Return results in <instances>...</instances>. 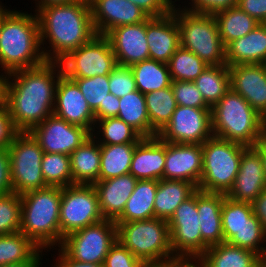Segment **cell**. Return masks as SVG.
I'll return each mask as SVG.
<instances>
[{"label":"cell","instance_id":"5","mask_svg":"<svg viewBox=\"0 0 266 267\" xmlns=\"http://www.w3.org/2000/svg\"><path fill=\"white\" fill-rule=\"evenodd\" d=\"M211 119L213 136L245 146L266 134L264 118L232 89L211 108Z\"/></svg>","mask_w":266,"mask_h":267},{"label":"cell","instance_id":"39","mask_svg":"<svg viewBox=\"0 0 266 267\" xmlns=\"http://www.w3.org/2000/svg\"><path fill=\"white\" fill-rule=\"evenodd\" d=\"M167 65L172 81H194L209 66L196 54L181 46Z\"/></svg>","mask_w":266,"mask_h":267},{"label":"cell","instance_id":"60","mask_svg":"<svg viewBox=\"0 0 266 267\" xmlns=\"http://www.w3.org/2000/svg\"><path fill=\"white\" fill-rule=\"evenodd\" d=\"M5 75L0 73V106L4 103Z\"/></svg>","mask_w":266,"mask_h":267},{"label":"cell","instance_id":"18","mask_svg":"<svg viewBox=\"0 0 266 267\" xmlns=\"http://www.w3.org/2000/svg\"><path fill=\"white\" fill-rule=\"evenodd\" d=\"M105 37L109 40L118 65L131 67L150 59L146 38V21L116 27L110 30Z\"/></svg>","mask_w":266,"mask_h":267},{"label":"cell","instance_id":"48","mask_svg":"<svg viewBox=\"0 0 266 267\" xmlns=\"http://www.w3.org/2000/svg\"><path fill=\"white\" fill-rule=\"evenodd\" d=\"M191 1V2H190ZM188 5L183 6L186 10L194 13L214 15L216 12L237 7L238 0H190Z\"/></svg>","mask_w":266,"mask_h":267},{"label":"cell","instance_id":"40","mask_svg":"<svg viewBox=\"0 0 266 267\" xmlns=\"http://www.w3.org/2000/svg\"><path fill=\"white\" fill-rule=\"evenodd\" d=\"M42 174L47 186L72 185L70 156L63 153H43Z\"/></svg>","mask_w":266,"mask_h":267},{"label":"cell","instance_id":"57","mask_svg":"<svg viewBox=\"0 0 266 267\" xmlns=\"http://www.w3.org/2000/svg\"><path fill=\"white\" fill-rule=\"evenodd\" d=\"M35 1V13L44 7L51 6V5H60V4H69L71 2H74L76 0H33ZM37 1V2H36Z\"/></svg>","mask_w":266,"mask_h":267},{"label":"cell","instance_id":"41","mask_svg":"<svg viewBox=\"0 0 266 267\" xmlns=\"http://www.w3.org/2000/svg\"><path fill=\"white\" fill-rule=\"evenodd\" d=\"M228 243L254 251L262 258L265 257L266 232L260 220L254 214L247 219V223L242 228L236 231V234Z\"/></svg>","mask_w":266,"mask_h":267},{"label":"cell","instance_id":"45","mask_svg":"<svg viewBox=\"0 0 266 267\" xmlns=\"http://www.w3.org/2000/svg\"><path fill=\"white\" fill-rule=\"evenodd\" d=\"M171 88L177 105L211 109L204 101V98L194 81H172Z\"/></svg>","mask_w":266,"mask_h":267},{"label":"cell","instance_id":"8","mask_svg":"<svg viewBox=\"0 0 266 267\" xmlns=\"http://www.w3.org/2000/svg\"><path fill=\"white\" fill-rule=\"evenodd\" d=\"M202 145L203 170L198 190L226 194L240 168L243 144L210 137Z\"/></svg>","mask_w":266,"mask_h":267},{"label":"cell","instance_id":"24","mask_svg":"<svg viewBox=\"0 0 266 267\" xmlns=\"http://www.w3.org/2000/svg\"><path fill=\"white\" fill-rule=\"evenodd\" d=\"M223 193L197 190V209L202 236V254L208 247L224 242L222 229Z\"/></svg>","mask_w":266,"mask_h":267},{"label":"cell","instance_id":"46","mask_svg":"<svg viewBox=\"0 0 266 267\" xmlns=\"http://www.w3.org/2000/svg\"><path fill=\"white\" fill-rule=\"evenodd\" d=\"M110 93L116 97L136 91L135 77L131 67L117 65L109 74Z\"/></svg>","mask_w":266,"mask_h":267},{"label":"cell","instance_id":"4","mask_svg":"<svg viewBox=\"0 0 266 267\" xmlns=\"http://www.w3.org/2000/svg\"><path fill=\"white\" fill-rule=\"evenodd\" d=\"M60 204L61 187L47 186L21 194L20 232L45 251L60 246Z\"/></svg>","mask_w":266,"mask_h":267},{"label":"cell","instance_id":"7","mask_svg":"<svg viewBox=\"0 0 266 267\" xmlns=\"http://www.w3.org/2000/svg\"><path fill=\"white\" fill-rule=\"evenodd\" d=\"M178 7H173V13L179 27L180 46L196 54L209 66L225 65L226 49L214 15Z\"/></svg>","mask_w":266,"mask_h":267},{"label":"cell","instance_id":"52","mask_svg":"<svg viewBox=\"0 0 266 267\" xmlns=\"http://www.w3.org/2000/svg\"><path fill=\"white\" fill-rule=\"evenodd\" d=\"M237 7L259 23H266V0H238Z\"/></svg>","mask_w":266,"mask_h":267},{"label":"cell","instance_id":"61","mask_svg":"<svg viewBox=\"0 0 266 267\" xmlns=\"http://www.w3.org/2000/svg\"><path fill=\"white\" fill-rule=\"evenodd\" d=\"M174 262L144 263L141 267H171Z\"/></svg>","mask_w":266,"mask_h":267},{"label":"cell","instance_id":"1","mask_svg":"<svg viewBox=\"0 0 266 267\" xmlns=\"http://www.w3.org/2000/svg\"><path fill=\"white\" fill-rule=\"evenodd\" d=\"M62 74L59 62L46 61L5 75L4 103L18 132H29L53 114L56 85Z\"/></svg>","mask_w":266,"mask_h":267},{"label":"cell","instance_id":"47","mask_svg":"<svg viewBox=\"0 0 266 267\" xmlns=\"http://www.w3.org/2000/svg\"><path fill=\"white\" fill-rule=\"evenodd\" d=\"M143 264L118 240L108 251L103 263L104 267H141Z\"/></svg>","mask_w":266,"mask_h":267},{"label":"cell","instance_id":"50","mask_svg":"<svg viewBox=\"0 0 266 267\" xmlns=\"http://www.w3.org/2000/svg\"><path fill=\"white\" fill-rule=\"evenodd\" d=\"M18 131L14 128L5 103L0 106V148H8Z\"/></svg>","mask_w":266,"mask_h":267},{"label":"cell","instance_id":"11","mask_svg":"<svg viewBox=\"0 0 266 267\" xmlns=\"http://www.w3.org/2000/svg\"><path fill=\"white\" fill-rule=\"evenodd\" d=\"M116 241L115 221L103 219L66 235L59 247L76 261L103 264Z\"/></svg>","mask_w":266,"mask_h":267},{"label":"cell","instance_id":"20","mask_svg":"<svg viewBox=\"0 0 266 267\" xmlns=\"http://www.w3.org/2000/svg\"><path fill=\"white\" fill-rule=\"evenodd\" d=\"M203 170L201 144L166 142L164 179L184 180L197 188Z\"/></svg>","mask_w":266,"mask_h":267},{"label":"cell","instance_id":"54","mask_svg":"<svg viewBox=\"0 0 266 267\" xmlns=\"http://www.w3.org/2000/svg\"><path fill=\"white\" fill-rule=\"evenodd\" d=\"M57 259H53L55 262L54 265L51 264V267H104L103 264H95V263H82L71 259L60 247L58 249Z\"/></svg>","mask_w":266,"mask_h":267},{"label":"cell","instance_id":"64","mask_svg":"<svg viewBox=\"0 0 266 267\" xmlns=\"http://www.w3.org/2000/svg\"><path fill=\"white\" fill-rule=\"evenodd\" d=\"M263 267H266V254L265 257L263 258Z\"/></svg>","mask_w":266,"mask_h":267},{"label":"cell","instance_id":"44","mask_svg":"<svg viewBox=\"0 0 266 267\" xmlns=\"http://www.w3.org/2000/svg\"><path fill=\"white\" fill-rule=\"evenodd\" d=\"M21 195L14 192L0 194V235L20 231Z\"/></svg>","mask_w":266,"mask_h":267},{"label":"cell","instance_id":"49","mask_svg":"<svg viewBox=\"0 0 266 267\" xmlns=\"http://www.w3.org/2000/svg\"><path fill=\"white\" fill-rule=\"evenodd\" d=\"M138 6L149 17H161L173 11V5L168 0H127Z\"/></svg>","mask_w":266,"mask_h":267},{"label":"cell","instance_id":"9","mask_svg":"<svg viewBox=\"0 0 266 267\" xmlns=\"http://www.w3.org/2000/svg\"><path fill=\"white\" fill-rule=\"evenodd\" d=\"M8 151L14 193L21 195L47 187L41 170L44 151L29 132H18Z\"/></svg>","mask_w":266,"mask_h":267},{"label":"cell","instance_id":"43","mask_svg":"<svg viewBox=\"0 0 266 267\" xmlns=\"http://www.w3.org/2000/svg\"><path fill=\"white\" fill-rule=\"evenodd\" d=\"M69 79L77 84L90 109L94 113L99 109V106H103V103L107 98L106 96L110 93L109 75Z\"/></svg>","mask_w":266,"mask_h":267},{"label":"cell","instance_id":"37","mask_svg":"<svg viewBox=\"0 0 266 267\" xmlns=\"http://www.w3.org/2000/svg\"><path fill=\"white\" fill-rule=\"evenodd\" d=\"M151 127L159 133L170 121L177 105L171 87L144 94Z\"/></svg>","mask_w":266,"mask_h":267},{"label":"cell","instance_id":"10","mask_svg":"<svg viewBox=\"0 0 266 267\" xmlns=\"http://www.w3.org/2000/svg\"><path fill=\"white\" fill-rule=\"evenodd\" d=\"M103 219L93 184H73L61 188L60 245L66 235Z\"/></svg>","mask_w":266,"mask_h":267},{"label":"cell","instance_id":"58","mask_svg":"<svg viewBox=\"0 0 266 267\" xmlns=\"http://www.w3.org/2000/svg\"><path fill=\"white\" fill-rule=\"evenodd\" d=\"M261 154L262 164L266 178V134L254 145Z\"/></svg>","mask_w":266,"mask_h":267},{"label":"cell","instance_id":"6","mask_svg":"<svg viewBox=\"0 0 266 267\" xmlns=\"http://www.w3.org/2000/svg\"><path fill=\"white\" fill-rule=\"evenodd\" d=\"M117 240L143 263L176 262L166 220L115 222Z\"/></svg>","mask_w":266,"mask_h":267},{"label":"cell","instance_id":"36","mask_svg":"<svg viewBox=\"0 0 266 267\" xmlns=\"http://www.w3.org/2000/svg\"><path fill=\"white\" fill-rule=\"evenodd\" d=\"M91 136L100 145L137 144L143 138L129 124L118 117L96 121Z\"/></svg>","mask_w":266,"mask_h":267},{"label":"cell","instance_id":"42","mask_svg":"<svg viewBox=\"0 0 266 267\" xmlns=\"http://www.w3.org/2000/svg\"><path fill=\"white\" fill-rule=\"evenodd\" d=\"M253 214L250 203L235 202L225 197L221 211L224 242H228Z\"/></svg>","mask_w":266,"mask_h":267},{"label":"cell","instance_id":"29","mask_svg":"<svg viewBox=\"0 0 266 267\" xmlns=\"http://www.w3.org/2000/svg\"><path fill=\"white\" fill-rule=\"evenodd\" d=\"M197 190L198 188L188 181L174 179L158 180L154 201L155 218L168 221L176 208Z\"/></svg>","mask_w":266,"mask_h":267},{"label":"cell","instance_id":"15","mask_svg":"<svg viewBox=\"0 0 266 267\" xmlns=\"http://www.w3.org/2000/svg\"><path fill=\"white\" fill-rule=\"evenodd\" d=\"M29 133L47 153H63L70 155L91 133L78 125L70 124L55 114L34 126Z\"/></svg>","mask_w":266,"mask_h":267},{"label":"cell","instance_id":"25","mask_svg":"<svg viewBox=\"0 0 266 267\" xmlns=\"http://www.w3.org/2000/svg\"><path fill=\"white\" fill-rule=\"evenodd\" d=\"M137 182L138 179L132 174H126L93 184L98 193L99 208L104 219L116 221L121 216Z\"/></svg>","mask_w":266,"mask_h":267},{"label":"cell","instance_id":"31","mask_svg":"<svg viewBox=\"0 0 266 267\" xmlns=\"http://www.w3.org/2000/svg\"><path fill=\"white\" fill-rule=\"evenodd\" d=\"M117 117L129 124L142 137H155L157 132L151 127L144 94L139 90L119 98Z\"/></svg>","mask_w":266,"mask_h":267},{"label":"cell","instance_id":"35","mask_svg":"<svg viewBox=\"0 0 266 267\" xmlns=\"http://www.w3.org/2000/svg\"><path fill=\"white\" fill-rule=\"evenodd\" d=\"M131 69L136 88L142 94L171 87L172 79L166 63L148 59L132 65Z\"/></svg>","mask_w":266,"mask_h":267},{"label":"cell","instance_id":"63","mask_svg":"<svg viewBox=\"0 0 266 267\" xmlns=\"http://www.w3.org/2000/svg\"><path fill=\"white\" fill-rule=\"evenodd\" d=\"M168 1H169L174 7L178 6V5H176V3H175L177 0H175V1H173V0H168Z\"/></svg>","mask_w":266,"mask_h":267},{"label":"cell","instance_id":"28","mask_svg":"<svg viewBox=\"0 0 266 267\" xmlns=\"http://www.w3.org/2000/svg\"><path fill=\"white\" fill-rule=\"evenodd\" d=\"M72 185L94 184L99 181L100 144L90 136L70 155Z\"/></svg>","mask_w":266,"mask_h":267},{"label":"cell","instance_id":"26","mask_svg":"<svg viewBox=\"0 0 266 267\" xmlns=\"http://www.w3.org/2000/svg\"><path fill=\"white\" fill-rule=\"evenodd\" d=\"M226 64H266V23H260L247 35L226 47Z\"/></svg>","mask_w":266,"mask_h":267},{"label":"cell","instance_id":"17","mask_svg":"<svg viewBox=\"0 0 266 267\" xmlns=\"http://www.w3.org/2000/svg\"><path fill=\"white\" fill-rule=\"evenodd\" d=\"M53 114L70 124L81 126L92 133L95 125L94 112L90 109L77 84L62 74L55 90Z\"/></svg>","mask_w":266,"mask_h":267},{"label":"cell","instance_id":"55","mask_svg":"<svg viewBox=\"0 0 266 267\" xmlns=\"http://www.w3.org/2000/svg\"><path fill=\"white\" fill-rule=\"evenodd\" d=\"M254 215L266 232V189L251 203Z\"/></svg>","mask_w":266,"mask_h":267},{"label":"cell","instance_id":"16","mask_svg":"<svg viewBox=\"0 0 266 267\" xmlns=\"http://www.w3.org/2000/svg\"><path fill=\"white\" fill-rule=\"evenodd\" d=\"M266 189V178L261 154L254 146H247L241 156L240 168L226 197L252 203Z\"/></svg>","mask_w":266,"mask_h":267},{"label":"cell","instance_id":"19","mask_svg":"<svg viewBox=\"0 0 266 267\" xmlns=\"http://www.w3.org/2000/svg\"><path fill=\"white\" fill-rule=\"evenodd\" d=\"M231 89L256 110L266 124V64H240L229 67Z\"/></svg>","mask_w":266,"mask_h":267},{"label":"cell","instance_id":"34","mask_svg":"<svg viewBox=\"0 0 266 267\" xmlns=\"http://www.w3.org/2000/svg\"><path fill=\"white\" fill-rule=\"evenodd\" d=\"M205 103L212 108L231 89L229 66H208L194 80Z\"/></svg>","mask_w":266,"mask_h":267},{"label":"cell","instance_id":"21","mask_svg":"<svg viewBox=\"0 0 266 267\" xmlns=\"http://www.w3.org/2000/svg\"><path fill=\"white\" fill-rule=\"evenodd\" d=\"M91 15L97 35L110 30L146 21L149 16L127 0H89Z\"/></svg>","mask_w":266,"mask_h":267},{"label":"cell","instance_id":"13","mask_svg":"<svg viewBox=\"0 0 266 267\" xmlns=\"http://www.w3.org/2000/svg\"><path fill=\"white\" fill-rule=\"evenodd\" d=\"M167 223L173 255L178 260H197L202 255L197 191L176 208Z\"/></svg>","mask_w":266,"mask_h":267},{"label":"cell","instance_id":"51","mask_svg":"<svg viewBox=\"0 0 266 267\" xmlns=\"http://www.w3.org/2000/svg\"><path fill=\"white\" fill-rule=\"evenodd\" d=\"M8 148H0V194L13 192Z\"/></svg>","mask_w":266,"mask_h":267},{"label":"cell","instance_id":"33","mask_svg":"<svg viewBox=\"0 0 266 267\" xmlns=\"http://www.w3.org/2000/svg\"><path fill=\"white\" fill-rule=\"evenodd\" d=\"M137 144L100 145L99 181L129 174Z\"/></svg>","mask_w":266,"mask_h":267},{"label":"cell","instance_id":"56","mask_svg":"<svg viewBox=\"0 0 266 267\" xmlns=\"http://www.w3.org/2000/svg\"><path fill=\"white\" fill-rule=\"evenodd\" d=\"M43 253V249H41L31 260L28 261H24L21 263H16V264H9V265H3L0 267H42V259L41 257H43L42 254Z\"/></svg>","mask_w":266,"mask_h":267},{"label":"cell","instance_id":"38","mask_svg":"<svg viewBox=\"0 0 266 267\" xmlns=\"http://www.w3.org/2000/svg\"><path fill=\"white\" fill-rule=\"evenodd\" d=\"M40 250L20 231L0 235V266L31 260Z\"/></svg>","mask_w":266,"mask_h":267},{"label":"cell","instance_id":"22","mask_svg":"<svg viewBox=\"0 0 266 267\" xmlns=\"http://www.w3.org/2000/svg\"><path fill=\"white\" fill-rule=\"evenodd\" d=\"M146 38L150 59L167 64L180 47V32L173 11L165 16L149 17Z\"/></svg>","mask_w":266,"mask_h":267},{"label":"cell","instance_id":"62","mask_svg":"<svg viewBox=\"0 0 266 267\" xmlns=\"http://www.w3.org/2000/svg\"><path fill=\"white\" fill-rule=\"evenodd\" d=\"M3 25V4L2 2L0 3V31Z\"/></svg>","mask_w":266,"mask_h":267},{"label":"cell","instance_id":"32","mask_svg":"<svg viewBox=\"0 0 266 267\" xmlns=\"http://www.w3.org/2000/svg\"><path fill=\"white\" fill-rule=\"evenodd\" d=\"M219 35L226 47L230 42L247 35L260 23L238 7L225 9L214 14Z\"/></svg>","mask_w":266,"mask_h":267},{"label":"cell","instance_id":"27","mask_svg":"<svg viewBox=\"0 0 266 267\" xmlns=\"http://www.w3.org/2000/svg\"><path fill=\"white\" fill-rule=\"evenodd\" d=\"M197 261L202 267H263L260 255L228 242L208 247Z\"/></svg>","mask_w":266,"mask_h":267},{"label":"cell","instance_id":"12","mask_svg":"<svg viewBox=\"0 0 266 267\" xmlns=\"http://www.w3.org/2000/svg\"><path fill=\"white\" fill-rule=\"evenodd\" d=\"M59 63L67 78L109 75L118 65L109 40L104 35H96L90 42L69 52Z\"/></svg>","mask_w":266,"mask_h":267},{"label":"cell","instance_id":"2","mask_svg":"<svg viewBox=\"0 0 266 267\" xmlns=\"http://www.w3.org/2000/svg\"><path fill=\"white\" fill-rule=\"evenodd\" d=\"M36 16L46 61L59 62L69 52L90 42L97 35L89 0L47 6L39 9ZM44 44H49L48 50Z\"/></svg>","mask_w":266,"mask_h":267},{"label":"cell","instance_id":"53","mask_svg":"<svg viewBox=\"0 0 266 267\" xmlns=\"http://www.w3.org/2000/svg\"><path fill=\"white\" fill-rule=\"evenodd\" d=\"M106 100L103 103V106H99V109L94 113L95 121L117 117L119 108H120V100L119 97H116L109 93L106 96Z\"/></svg>","mask_w":266,"mask_h":267},{"label":"cell","instance_id":"14","mask_svg":"<svg viewBox=\"0 0 266 267\" xmlns=\"http://www.w3.org/2000/svg\"><path fill=\"white\" fill-rule=\"evenodd\" d=\"M157 136L169 143L203 144L213 136L211 109L178 105Z\"/></svg>","mask_w":266,"mask_h":267},{"label":"cell","instance_id":"23","mask_svg":"<svg viewBox=\"0 0 266 267\" xmlns=\"http://www.w3.org/2000/svg\"><path fill=\"white\" fill-rule=\"evenodd\" d=\"M166 142L158 136L143 137L136 145L129 174L138 180L164 179Z\"/></svg>","mask_w":266,"mask_h":267},{"label":"cell","instance_id":"59","mask_svg":"<svg viewBox=\"0 0 266 267\" xmlns=\"http://www.w3.org/2000/svg\"><path fill=\"white\" fill-rule=\"evenodd\" d=\"M171 267H202L197 260H177Z\"/></svg>","mask_w":266,"mask_h":267},{"label":"cell","instance_id":"30","mask_svg":"<svg viewBox=\"0 0 266 267\" xmlns=\"http://www.w3.org/2000/svg\"><path fill=\"white\" fill-rule=\"evenodd\" d=\"M158 180H138L121 216L115 222H132L155 218L154 201Z\"/></svg>","mask_w":266,"mask_h":267},{"label":"cell","instance_id":"3","mask_svg":"<svg viewBox=\"0 0 266 267\" xmlns=\"http://www.w3.org/2000/svg\"><path fill=\"white\" fill-rule=\"evenodd\" d=\"M45 62L36 13L6 9L3 5V25L0 31L2 74L35 68Z\"/></svg>","mask_w":266,"mask_h":267}]
</instances>
